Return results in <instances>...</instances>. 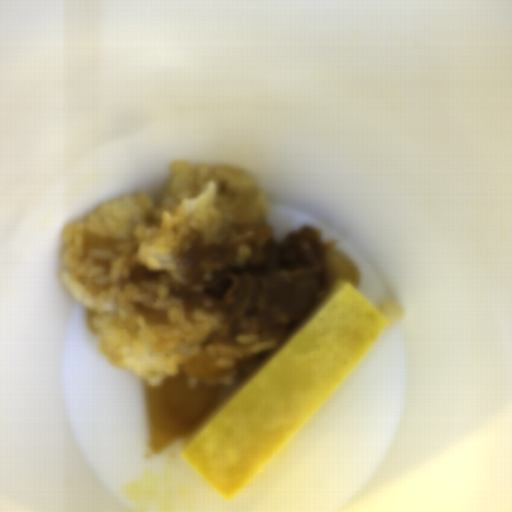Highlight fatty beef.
<instances>
[{"mask_svg":"<svg viewBox=\"0 0 512 512\" xmlns=\"http://www.w3.org/2000/svg\"><path fill=\"white\" fill-rule=\"evenodd\" d=\"M336 242L322 240L317 227H302L275 241L265 222L233 223L220 243L197 235L178 253L184 281L169 294L184 310L220 313L219 330L204 344L256 335L279 344L328 294L332 284L328 254Z\"/></svg>","mask_w":512,"mask_h":512,"instance_id":"obj_1","label":"fatty beef"},{"mask_svg":"<svg viewBox=\"0 0 512 512\" xmlns=\"http://www.w3.org/2000/svg\"><path fill=\"white\" fill-rule=\"evenodd\" d=\"M166 271H152L146 265H135L131 268L129 283L139 284L140 282H158Z\"/></svg>","mask_w":512,"mask_h":512,"instance_id":"obj_2","label":"fatty beef"}]
</instances>
